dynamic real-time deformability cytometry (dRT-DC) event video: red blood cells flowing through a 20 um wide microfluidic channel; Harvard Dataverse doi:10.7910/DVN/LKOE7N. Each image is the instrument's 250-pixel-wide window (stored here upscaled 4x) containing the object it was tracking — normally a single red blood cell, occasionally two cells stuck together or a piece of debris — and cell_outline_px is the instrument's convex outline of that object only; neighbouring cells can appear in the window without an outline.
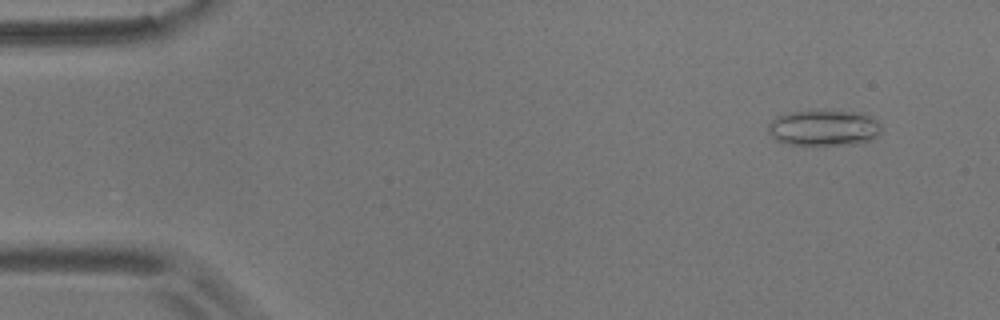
{"species": "common noctule bat (a hibernating species)", "species_latin": "Nyctalus noctula", "temperature_condition": "room temperature", "stored_images_in_passage": 6, "camera_frame_rate_fps": 3000, "um_per_image_px": 0.085, "animal": {"sex": "male", "body_mass_g": 17.9}, "frame": {"image": 1, "passage_image": 2, "time_ms": 1.0, "image_size_px": [1000, 320], "cell_outline_px": [[880, 132], [872, 140], [864, 144], [788, 144], [776, 140], [768, 132], [768, 124], [776, 116], [788, 112], [860, 112], [872, 116], [880, 124]], "centroid_in_image_um": [70.05, 10.88], "position_along_channel_um": 15.0, "area_um2": 23.41}}